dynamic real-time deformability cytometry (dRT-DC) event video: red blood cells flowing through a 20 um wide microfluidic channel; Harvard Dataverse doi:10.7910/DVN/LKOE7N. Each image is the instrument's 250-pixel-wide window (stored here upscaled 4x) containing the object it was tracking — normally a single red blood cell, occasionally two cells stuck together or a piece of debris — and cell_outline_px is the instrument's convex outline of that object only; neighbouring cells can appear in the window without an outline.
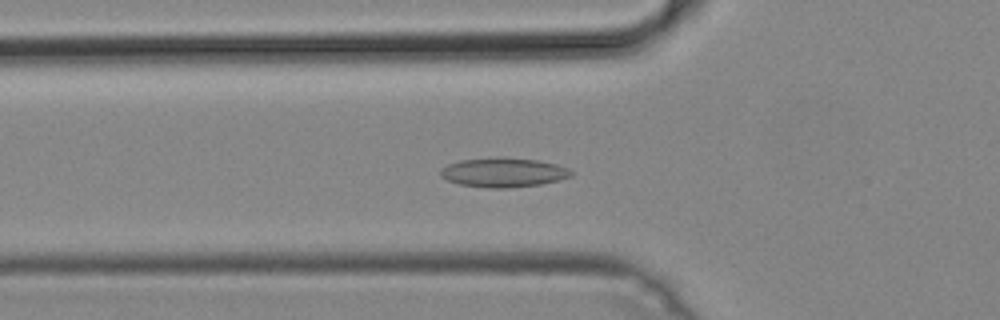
{"species": "common noctule bat (a hibernating species)", "species_latin": "Nyctalus noctula", "temperature_condition": "cold", "stored_images_in_passage": 49, "camera_frame_rate_fps": 3000, "um_per_image_px": 0.085, "animal": {"sex": "male", "body_mass_g": 19.2, "forearm_length_mm": 51.8}, "frame": {"image": 1, "passage_image": 15, "time_ms": 4.667, "image_size_px": [1000, 320], "cell_outline_px": [[572, 176], [560, 180], [540, 184], [508, 188], [488, 188], [460, 184], [448, 180], [440, 176], [440, 168], [448, 164], [460, 160], [496, 156], [536, 160], [556, 164], [568, 168], [572, 172]], "centroid_in_image_um": [42.77, 14.65], "position_along_channel_um": 83.0, "area_um2": 22.48}}
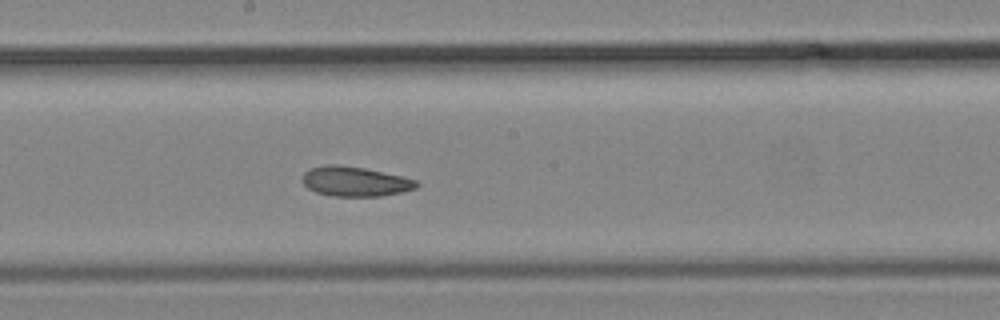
{"frame": {"image": 2, "passage_image": 25, "time_ms": 8.0, "image_size_px": [1000, 320], "cell_outline_px": [[420, 184], [416, 188], [400, 192], [380, 196], [332, 196], [316, 192], [308, 188], [304, 184], [304, 172], [308, 168], [328, 164], [336, 164], [364, 168], [400, 176], [416, 180]], "centroid_in_image_um": [30.16, 15.42], "position_along_channel_um": 218.0, "area_um2": 19.59}}
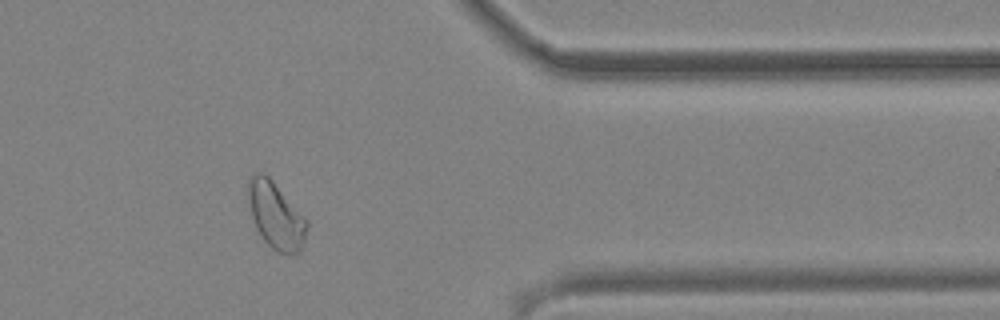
{"frame": {"image": 3, "passage_image": 39, "time_ms": 12.667, "image_size_px": [1000, 320], "cell_outline_px": [[308, 224], [304, 244], [300, 252], [288, 256], [276, 252], [264, 240], [256, 228], [252, 216], [244, 188], [248, 180], [256, 172], [264, 172], [272, 180], [308, 220]], "centroid_in_image_um": [23.43, 18.32], "position_along_channel_um": 388.0, "area_um2": 23.29}}